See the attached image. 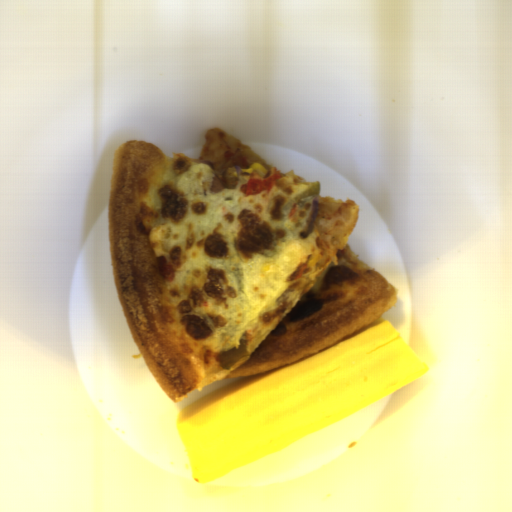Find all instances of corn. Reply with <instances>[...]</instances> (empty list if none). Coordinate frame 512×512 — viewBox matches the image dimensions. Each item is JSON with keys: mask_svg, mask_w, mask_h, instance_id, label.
Returning <instances> with one entry per match:
<instances>
[{"mask_svg": "<svg viewBox=\"0 0 512 512\" xmlns=\"http://www.w3.org/2000/svg\"><path fill=\"white\" fill-rule=\"evenodd\" d=\"M267 171V169L256 162L251 164L248 168L241 169L242 174H256L262 178L266 177Z\"/></svg>", "mask_w": 512, "mask_h": 512, "instance_id": "51d56268", "label": "corn"}]
</instances>
